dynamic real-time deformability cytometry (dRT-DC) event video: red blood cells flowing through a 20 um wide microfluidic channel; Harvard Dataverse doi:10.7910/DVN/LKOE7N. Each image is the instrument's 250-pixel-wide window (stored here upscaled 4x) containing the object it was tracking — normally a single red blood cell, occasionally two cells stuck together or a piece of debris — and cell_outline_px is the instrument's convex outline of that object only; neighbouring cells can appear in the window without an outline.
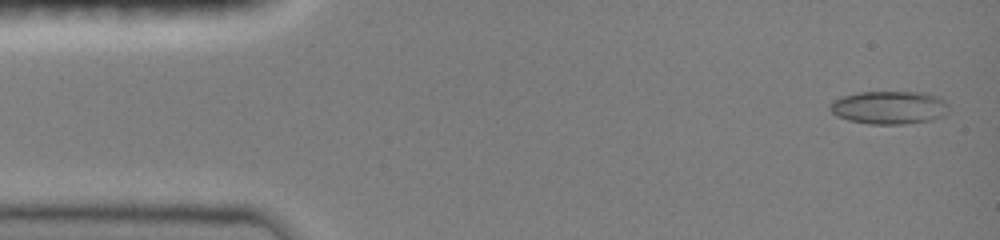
{"species": "common noctule bat (a hibernating species)", "species_latin": "Nyctalus noctula", "temperature_condition": "room temperature", "stored_images_in_passage": 37, "camera_frame_rate_fps": 3000, "um_per_image_px": 0.085, "animal": {"sex": "female", "body_mass_g": 19.0, "forearm_length_mm": 51.5}, "frame": {"image": 1, "passage_image": 2, "time_ms": 0.333, "image_size_px": [1000, 240], "cell_outline_px": [[948, 112], [932, 120], [904, 124], [868, 124], [848, 120], [836, 116], [828, 108], [828, 104], [832, 100], [844, 96], [860, 92], [928, 92], [940, 96], [948, 104]], "centroid_in_image_um": [75.58, 9.13], "position_along_channel_um": 9.4, "area_um2": 23.24}}
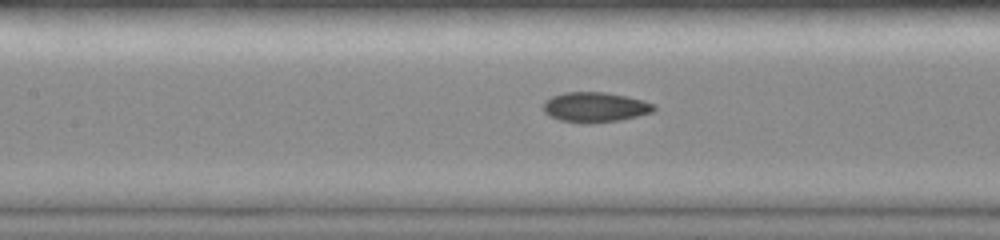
{"frame": {"image": 2, "passage_image": 17, "time_ms": 6.667, "image_size_px": [1000, 240], "cell_outline_px": [[656, 108], [652, 112], [620, 120], [588, 124], [560, 120], [548, 116], [544, 112], [544, 100], [552, 96], [564, 92], [604, 92], [628, 96], [644, 100], [652, 104]], "centroid_in_image_um": [50.55, 9.11], "position_along_channel_um": 156.8, "area_um2": 19.42}}
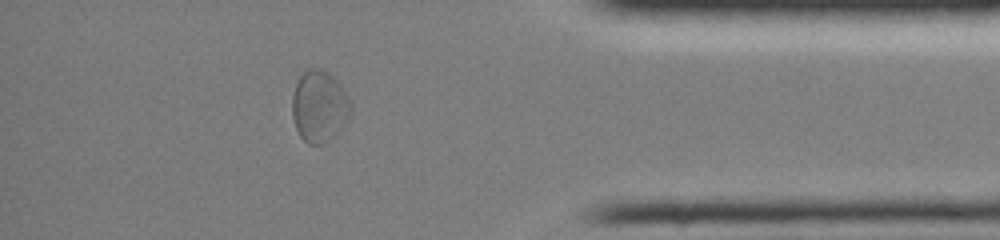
{"frame": {"image": 3, "passage_image": 32, "time_ms": 13.333, "image_size_px": [1000, 240], "cell_outline_px": [[352, 112], [340, 128], [324, 144], [308, 144], [300, 136], [296, 128], [292, 116], [292, 96], [296, 84], [300, 76], [308, 68], [320, 68], [328, 72], [344, 88], [352, 104]], "centroid_in_image_um": [27.14, 9.02], "position_along_channel_um": 408.1, "area_um2": 24.39}, "authors_computed_cell_mechanics": {"area_um2": 19.4786, "velocity_mm_per_s": 4.0393, "shape_relaxation_time_tau1_ms": null, "shape_relaxation_time_tau2_ms": 4.6838, "deformation_change_tau1": null, "deformation_change_tau2": 0.0775}}